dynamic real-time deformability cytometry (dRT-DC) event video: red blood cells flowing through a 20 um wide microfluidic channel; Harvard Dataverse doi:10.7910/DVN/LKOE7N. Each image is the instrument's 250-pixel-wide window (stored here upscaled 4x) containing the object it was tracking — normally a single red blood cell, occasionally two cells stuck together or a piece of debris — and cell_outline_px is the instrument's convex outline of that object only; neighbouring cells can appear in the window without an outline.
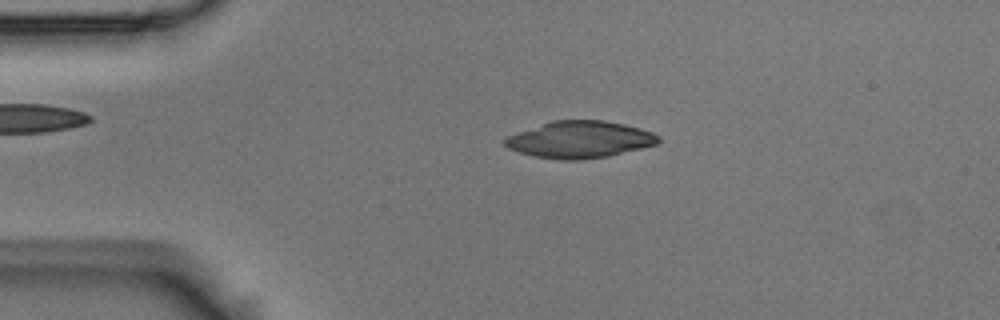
{"species": "Egyptian fruit bat (a non-hibernating species)", "species_latin": "Rousettus aegyptiacus", "temperature_condition": "room temperature", "stored_images_in_passage": 52, "camera_frame_rate_fps": 3000, "um_per_image_px": 0.085, "animal": {"sex": "male"}, "frame": {"image": 1, "passage_image": 10, "time_ms": 3.0, "image_size_px": [1000, 320], "cell_outline_px": [[660, 144], [608, 156], [580, 160], [560, 160], [532, 156], [508, 148], [500, 140], [504, 136], [552, 120], [604, 120], [624, 124], [640, 128], [652, 132], [660, 136]], "centroid_in_image_um": [49.26, 11.86], "position_along_channel_um": 35.7, "area_um2": 33.41}}
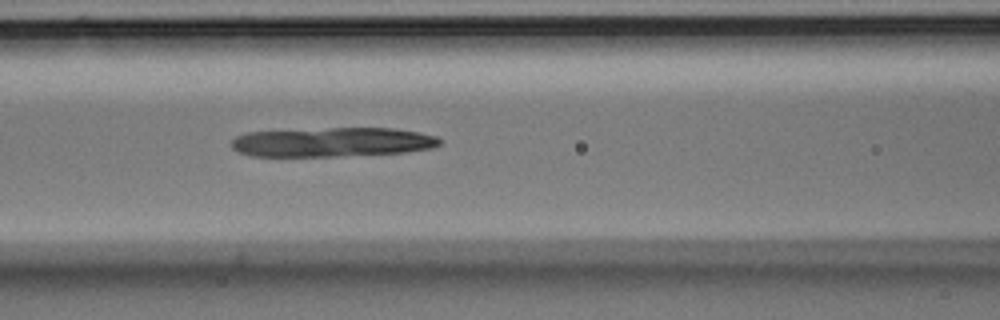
{"frame": {"image": 2, "passage_image": 21, "time_ms": 6.667, "image_size_px": [1000, 320], "cell_outline_px": [[444, 140], [440, 144], [432, 148], [404, 152], [336, 156], [252, 156], [236, 152], [232, 148], [232, 140], [236, 136], [248, 132], [332, 128], [392, 128], [416, 132], [436, 136]], "centroid_in_image_um": [28.24, 12.08], "position_along_channel_um": 138.4, "area_um2": 35.49}}
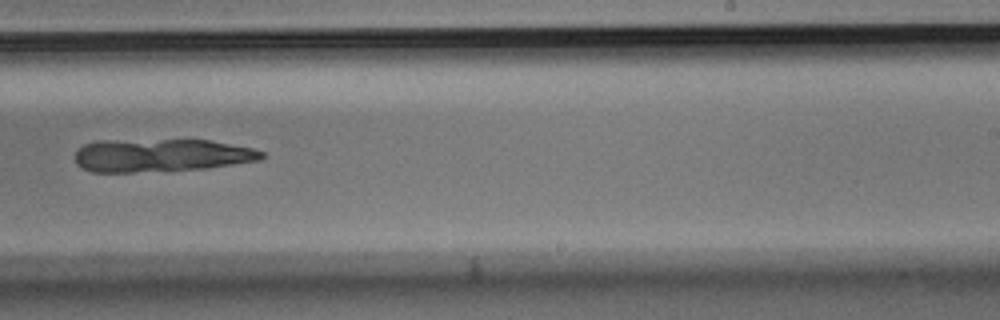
{"frame": {"image": 3, "passage_image": 32, "time_ms": 10.333, "image_size_px": [1000, 320], "cell_outline_px": [[264, 156], [260, 160], [204, 168], [132, 172], [92, 172], [76, 164], [76, 152], [84, 144], [100, 140], [208, 140], [252, 148], [264, 152]], "centroid_in_image_um": [13.67, 13.19], "position_along_channel_um": 275.3, "area_um2": 35.49}}